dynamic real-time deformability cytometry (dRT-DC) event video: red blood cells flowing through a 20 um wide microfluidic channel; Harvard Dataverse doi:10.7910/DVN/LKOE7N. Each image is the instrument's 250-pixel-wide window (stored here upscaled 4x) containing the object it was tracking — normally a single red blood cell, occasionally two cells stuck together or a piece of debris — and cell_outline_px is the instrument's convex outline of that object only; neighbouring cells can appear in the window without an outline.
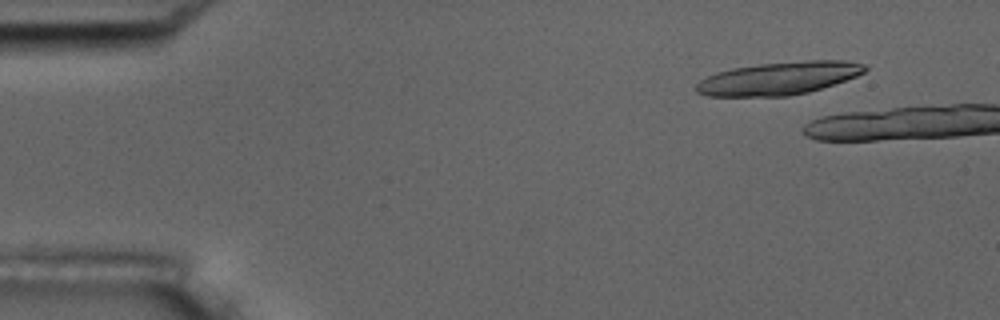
{"species": "common noctule bat (a hibernating species)", "species_latin": "Nyctalus noctula", "temperature_condition": "room temperature", "stored_images_in_passage": 3, "camera_frame_rate_fps": 3000, "um_per_image_px": 0.085, "animal": {"sex": "male", "body_mass_g": 17.5, "forearm_length_mm": 52.3}, "frame": {"image": 1, "passage_image": 2, "time_ms": 1.0, "image_size_px": [1000, 320], "cell_outline_px": [[868, 68], [864, 72], [856, 76], [808, 92], [788, 96], [708, 96], [696, 92], [696, 84], [700, 80], [716, 72], [732, 68], [760, 64], [808, 60], [844, 60], [864, 64]], "centroid_in_image_um": [66.17, 6.65], "position_along_channel_um": 18.8, "area_um2": 32.08}}